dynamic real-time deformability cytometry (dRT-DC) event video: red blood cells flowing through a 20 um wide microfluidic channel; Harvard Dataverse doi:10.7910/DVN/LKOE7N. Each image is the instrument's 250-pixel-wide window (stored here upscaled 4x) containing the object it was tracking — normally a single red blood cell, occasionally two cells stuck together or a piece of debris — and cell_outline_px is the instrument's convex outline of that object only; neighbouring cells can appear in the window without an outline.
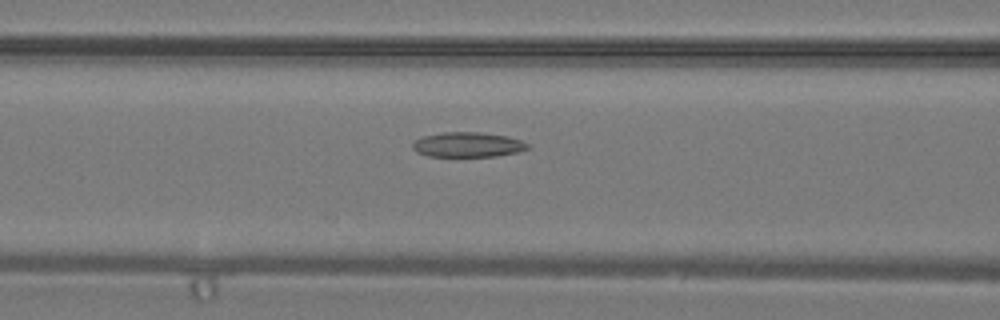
{"species": "common noctule bat (a hibernating species)", "species_latin": "Nyctalus noctula", "temperature_condition": "warm", "stored_images_in_passage": 29, "segment_of_instrument_passage": [1, 2], "camera_frame_rate_fps": 3000, "um_per_image_px": 0.085, "animal": {"sex": "male", "body_mass_g": 19.2, "forearm_length_mm": 51.8}, "frame": {"image": 1, "passage_image": 5, "time_ms": 1.333, "image_size_px": [1000, 320], "cell_outline_px": [[528, 148], [516, 152], [496, 156], [428, 156], [416, 152], [412, 148], [412, 144], [420, 136], [444, 132], [480, 132], [508, 136], [520, 140], [528, 144]], "centroid_in_image_um": [39.71, 12.29], "position_along_channel_um": 126.9, "area_um2": 16.65}}
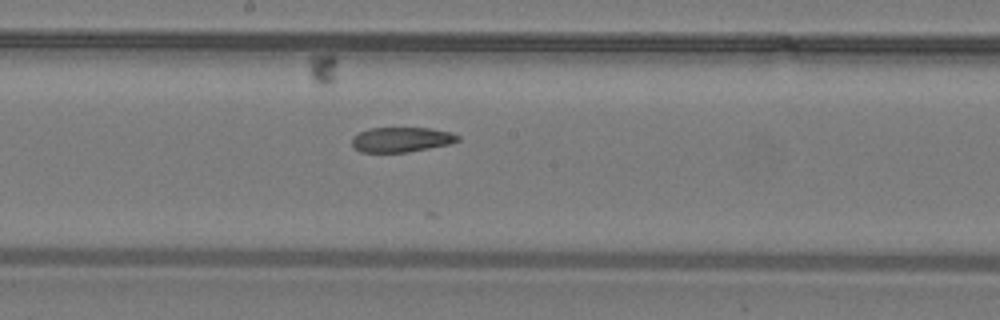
{"frame": {"image": 2, "passage_image": 10, "time_ms": 3.0, "image_size_px": [1000, 320], "cell_outline_px": [[460, 140], [448, 144], [408, 152], [360, 152], [352, 144], [352, 136], [368, 128], [432, 128], [452, 132], [460, 136]], "centroid_in_image_um": [34.13, 11.85], "position_along_channel_um": 214.1, "area_um2": 15.37}}
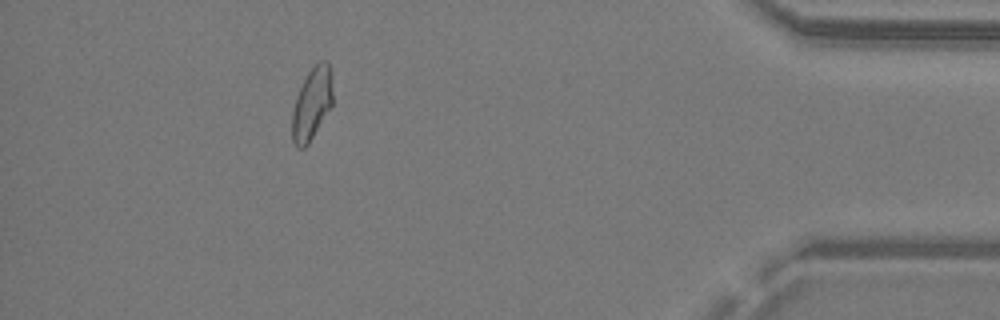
{"frame": {"image": 3, "passage_image": 24, "time_ms": 7.667, "image_size_px": [1000, 320], "cell_outline_px": [[332, 104], [308, 144], [304, 148], [296, 148], [292, 140], [292, 112], [296, 96], [308, 72], [320, 60], [328, 60], [332, 88]], "centroid_in_image_um": [26.49, 8.83], "position_along_channel_um": 408.7, "area_um2": 16.82}}